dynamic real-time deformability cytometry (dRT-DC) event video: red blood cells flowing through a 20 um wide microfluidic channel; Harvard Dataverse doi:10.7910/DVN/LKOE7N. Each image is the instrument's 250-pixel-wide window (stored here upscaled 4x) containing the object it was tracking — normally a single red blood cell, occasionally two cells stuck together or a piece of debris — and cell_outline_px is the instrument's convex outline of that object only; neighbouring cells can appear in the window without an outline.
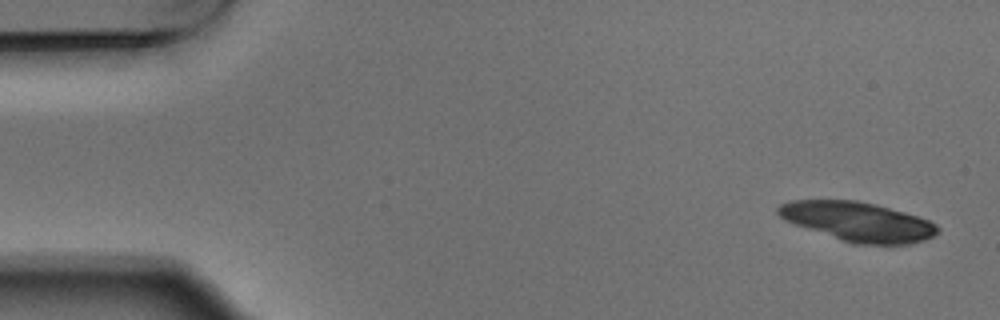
{"species": "Egyptian fruit bat (a non-hibernating species)", "species_latin": "Rousettus aegyptiacus", "temperature_condition": "warm", "stored_images_in_passage": 6, "camera_frame_rate_fps": 3000, "um_per_image_px": 0.085, "animal": {"sex": "male"}, "frame": {"image": 1, "passage_image": 1, "time_ms": 0.0, "image_size_px": [1000, 320], "cell_outline_px": [[940, 228], [932, 236], [924, 240], [908, 244], [852, 244], [784, 220], [776, 212], [776, 208], [780, 204], [792, 200], [856, 200], [876, 204], [904, 212], [928, 220], [936, 224]], "centroid_in_image_um": [72.9, 18.83], "position_along_channel_um": 12.1, "area_um2": 36.3}}